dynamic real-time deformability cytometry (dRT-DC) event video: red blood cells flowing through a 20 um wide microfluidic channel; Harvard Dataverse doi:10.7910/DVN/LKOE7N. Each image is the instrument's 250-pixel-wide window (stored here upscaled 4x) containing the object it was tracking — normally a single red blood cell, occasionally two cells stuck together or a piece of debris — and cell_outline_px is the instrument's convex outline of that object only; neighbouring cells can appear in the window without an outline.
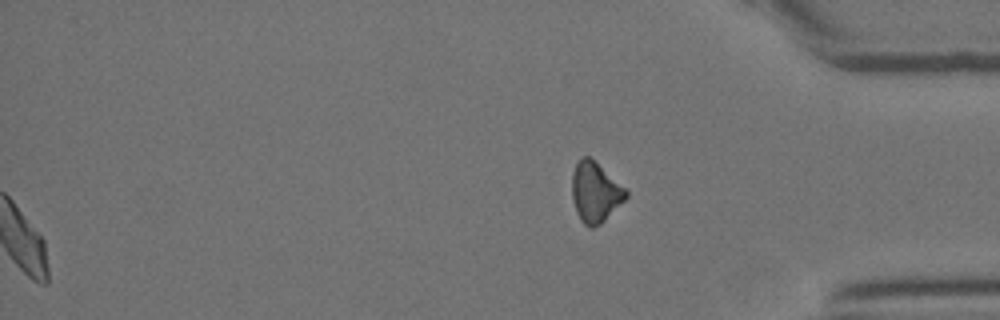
{"species": "Egyptian fruit bat (a non-hibernating species)", "species_latin": "Rousettus aegyptiacus", "temperature_condition": "room temperature", "stored_images_in_passage": 37, "segment_of_instrument_passage": [2, 2], "camera_frame_rate_fps": 3000, "um_per_image_px": 0.085, "animal": {"sex": "female"}, "frame": {"image": 1, "passage_image": 37, "time_ms": 12.0, "image_size_px": [1000, 320], "cell_outline_px": [[628, 196], [600, 224], [592, 228], [588, 228], [580, 220], [576, 212], [572, 196], [572, 172], [576, 160], [580, 156], [588, 156], [628, 188]], "centroid_in_image_um": [50.59, 16.31], "position_along_channel_um": 384.6, "area_um2": 19.13}}